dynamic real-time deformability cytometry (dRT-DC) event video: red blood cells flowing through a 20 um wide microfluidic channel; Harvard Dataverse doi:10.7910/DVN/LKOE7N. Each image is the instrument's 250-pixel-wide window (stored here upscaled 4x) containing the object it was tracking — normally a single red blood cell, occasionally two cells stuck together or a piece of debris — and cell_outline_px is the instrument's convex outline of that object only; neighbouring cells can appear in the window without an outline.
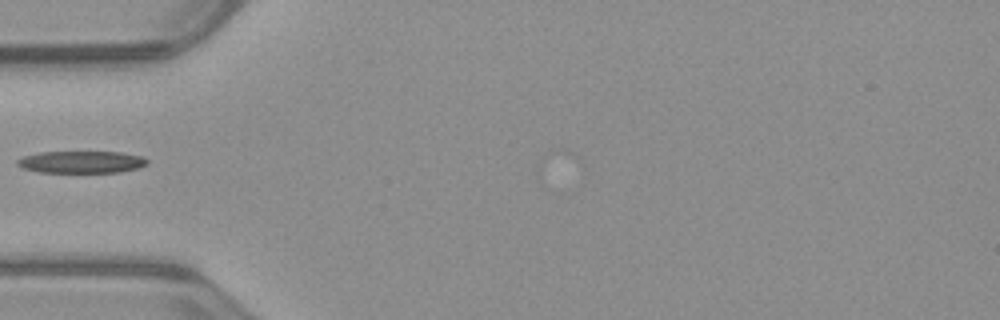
{"species": "common noctule bat (a hibernating species)", "species_latin": "Nyctalus noctula", "temperature_condition": "warm", "stored_images_in_passage": 35, "camera_frame_rate_fps": 3000, "um_per_image_px": 0.085, "animal": {"sex": "male", "body_mass_g": 23.1, "forearm_length_mm": 52.7}, "frame": {"image": 1, "passage_image": 1, "time_ms": 0.0, "image_size_px": [1000, 320], "cell_outline_px": [[148, 164], [140, 168], [120, 172], [40, 172], [24, 168], [16, 164], [16, 160], [24, 156], [40, 152], [120, 152], [144, 156], [148, 160]], "centroid_in_image_um": [6.98, 13.77], "position_along_channel_um": 78.0, "area_um2": 16.76}}
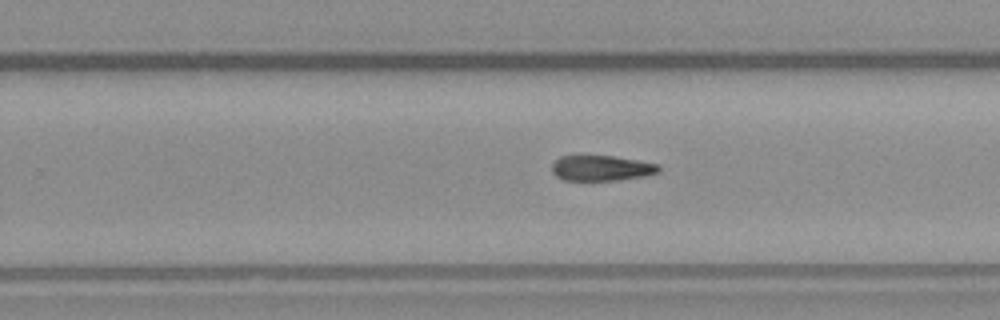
{"frame": {"image": 2, "passage_image": 16, "time_ms": 5.0, "image_size_px": [1000, 320], "cell_outline_px": [[660, 172], [644, 176], [616, 180], [564, 180], [556, 176], [552, 172], [552, 164], [560, 156], [612, 156], [660, 164]], "centroid_in_image_um": [51.13, 14.29], "position_along_channel_um": 278.7, "area_um2": 15.72}}
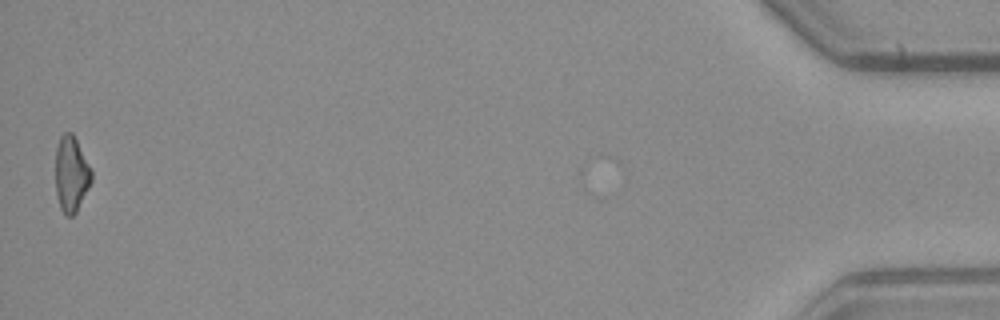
{"frame": {"image": 3, "passage_image": 35, "time_ms": 11.333, "image_size_px": [1000, 320], "cell_outline_px": [[92, 180], [76, 212], [72, 216], [68, 216], [60, 208], [56, 192], [56, 148], [60, 136], [64, 132], [72, 132], [92, 168]], "centroid_in_image_um": [6.06, 14.76], "position_along_channel_um": 429.1, "area_um2": 15.84}}